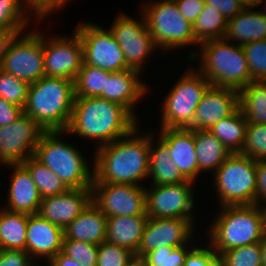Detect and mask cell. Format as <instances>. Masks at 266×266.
Instances as JSON below:
<instances>
[{
    "label": "cell",
    "mask_w": 266,
    "mask_h": 266,
    "mask_svg": "<svg viewBox=\"0 0 266 266\" xmlns=\"http://www.w3.org/2000/svg\"><path fill=\"white\" fill-rule=\"evenodd\" d=\"M179 12L191 24H194L199 14L203 10L205 0H174Z\"/></svg>",
    "instance_id": "obj_46"
},
{
    "label": "cell",
    "mask_w": 266,
    "mask_h": 266,
    "mask_svg": "<svg viewBox=\"0 0 266 266\" xmlns=\"http://www.w3.org/2000/svg\"><path fill=\"white\" fill-rule=\"evenodd\" d=\"M195 182L145 187L146 214L153 218L194 219ZM194 213V214H193Z\"/></svg>",
    "instance_id": "obj_13"
},
{
    "label": "cell",
    "mask_w": 266,
    "mask_h": 266,
    "mask_svg": "<svg viewBox=\"0 0 266 266\" xmlns=\"http://www.w3.org/2000/svg\"><path fill=\"white\" fill-rule=\"evenodd\" d=\"M242 155L266 161V124L247 123Z\"/></svg>",
    "instance_id": "obj_37"
},
{
    "label": "cell",
    "mask_w": 266,
    "mask_h": 266,
    "mask_svg": "<svg viewBox=\"0 0 266 266\" xmlns=\"http://www.w3.org/2000/svg\"><path fill=\"white\" fill-rule=\"evenodd\" d=\"M22 113L23 109L21 107L0 98V127L10 125Z\"/></svg>",
    "instance_id": "obj_49"
},
{
    "label": "cell",
    "mask_w": 266,
    "mask_h": 266,
    "mask_svg": "<svg viewBox=\"0 0 266 266\" xmlns=\"http://www.w3.org/2000/svg\"><path fill=\"white\" fill-rule=\"evenodd\" d=\"M92 202L91 188L68 189L66 192L43 198L38 214L63 229Z\"/></svg>",
    "instance_id": "obj_20"
},
{
    "label": "cell",
    "mask_w": 266,
    "mask_h": 266,
    "mask_svg": "<svg viewBox=\"0 0 266 266\" xmlns=\"http://www.w3.org/2000/svg\"><path fill=\"white\" fill-rule=\"evenodd\" d=\"M256 180V205L266 208V161H257Z\"/></svg>",
    "instance_id": "obj_48"
},
{
    "label": "cell",
    "mask_w": 266,
    "mask_h": 266,
    "mask_svg": "<svg viewBox=\"0 0 266 266\" xmlns=\"http://www.w3.org/2000/svg\"><path fill=\"white\" fill-rule=\"evenodd\" d=\"M261 249V265L266 266V234L263 236L260 242Z\"/></svg>",
    "instance_id": "obj_52"
},
{
    "label": "cell",
    "mask_w": 266,
    "mask_h": 266,
    "mask_svg": "<svg viewBox=\"0 0 266 266\" xmlns=\"http://www.w3.org/2000/svg\"><path fill=\"white\" fill-rule=\"evenodd\" d=\"M239 107L248 123L266 124V81H252L241 89Z\"/></svg>",
    "instance_id": "obj_31"
},
{
    "label": "cell",
    "mask_w": 266,
    "mask_h": 266,
    "mask_svg": "<svg viewBox=\"0 0 266 266\" xmlns=\"http://www.w3.org/2000/svg\"><path fill=\"white\" fill-rule=\"evenodd\" d=\"M70 0H21L23 7L29 11L30 16L33 14L35 21H41L47 16L59 11Z\"/></svg>",
    "instance_id": "obj_44"
},
{
    "label": "cell",
    "mask_w": 266,
    "mask_h": 266,
    "mask_svg": "<svg viewBox=\"0 0 266 266\" xmlns=\"http://www.w3.org/2000/svg\"><path fill=\"white\" fill-rule=\"evenodd\" d=\"M220 257L223 266H262L260 242L223 251Z\"/></svg>",
    "instance_id": "obj_38"
},
{
    "label": "cell",
    "mask_w": 266,
    "mask_h": 266,
    "mask_svg": "<svg viewBox=\"0 0 266 266\" xmlns=\"http://www.w3.org/2000/svg\"><path fill=\"white\" fill-rule=\"evenodd\" d=\"M139 128L138 124L129 134L95 149L93 183L143 186L141 181L149 174L152 131L143 134Z\"/></svg>",
    "instance_id": "obj_1"
},
{
    "label": "cell",
    "mask_w": 266,
    "mask_h": 266,
    "mask_svg": "<svg viewBox=\"0 0 266 266\" xmlns=\"http://www.w3.org/2000/svg\"><path fill=\"white\" fill-rule=\"evenodd\" d=\"M253 81H266V39L242 46Z\"/></svg>",
    "instance_id": "obj_39"
},
{
    "label": "cell",
    "mask_w": 266,
    "mask_h": 266,
    "mask_svg": "<svg viewBox=\"0 0 266 266\" xmlns=\"http://www.w3.org/2000/svg\"><path fill=\"white\" fill-rule=\"evenodd\" d=\"M227 23V19L218 9L205 4L193 24L194 38L198 46L210 40L224 38Z\"/></svg>",
    "instance_id": "obj_32"
},
{
    "label": "cell",
    "mask_w": 266,
    "mask_h": 266,
    "mask_svg": "<svg viewBox=\"0 0 266 266\" xmlns=\"http://www.w3.org/2000/svg\"><path fill=\"white\" fill-rule=\"evenodd\" d=\"M83 266L80 262L75 261L73 258L68 257L62 251L53 257L46 266Z\"/></svg>",
    "instance_id": "obj_51"
},
{
    "label": "cell",
    "mask_w": 266,
    "mask_h": 266,
    "mask_svg": "<svg viewBox=\"0 0 266 266\" xmlns=\"http://www.w3.org/2000/svg\"><path fill=\"white\" fill-rule=\"evenodd\" d=\"M73 31L71 38L67 36L50 37L43 32L44 73L46 77L64 78L72 81L77 77L84 62L83 45L78 33Z\"/></svg>",
    "instance_id": "obj_15"
},
{
    "label": "cell",
    "mask_w": 266,
    "mask_h": 266,
    "mask_svg": "<svg viewBox=\"0 0 266 266\" xmlns=\"http://www.w3.org/2000/svg\"><path fill=\"white\" fill-rule=\"evenodd\" d=\"M219 208L207 230L209 244L216 253L261 242L266 234L264 208L256 204Z\"/></svg>",
    "instance_id": "obj_4"
},
{
    "label": "cell",
    "mask_w": 266,
    "mask_h": 266,
    "mask_svg": "<svg viewBox=\"0 0 266 266\" xmlns=\"http://www.w3.org/2000/svg\"><path fill=\"white\" fill-rule=\"evenodd\" d=\"M28 214L0 208V249L26 251Z\"/></svg>",
    "instance_id": "obj_29"
},
{
    "label": "cell",
    "mask_w": 266,
    "mask_h": 266,
    "mask_svg": "<svg viewBox=\"0 0 266 266\" xmlns=\"http://www.w3.org/2000/svg\"><path fill=\"white\" fill-rule=\"evenodd\" d=\"M159 138L169 147L170 158L182 176L195 182L200 174L195 152L194 130L189 128H160Z\"/></svg>",
    "instance_id": "obj_22"
},
{
    "label": "cell",
    "mask_w": 266,
    "mask_h": 266,
    "mask_svg": "<svg viewBox=\"0 0 266 266\" xmlns=\"http://www.w3.org/2000/svg\"><path fill=\"white\" fill-rule=\"evenodd\" d=\"M140 13L142 16L139 21L118 13L109 29L123 50L126 66L143 73L145 62L158 47L153 42L143 13Z\"/></svg>",
    "instance_id": "obj_12"
},
{
    "label": "cell",
    "mask_w": 266,
    "mask_h": 266,
    "mask_svg": "<svg viewBox=\"0 0 266 266\" xmlns=\"http://www.w3.org/2000/svg\"><path fill=\"white\" fill-rule=\"evenodd\" d=\"M254 9V10H253ZM244 8L228 20L224 38L243 46L244 44L266 39V9Z\"/></svg>",
    "instance_id": "obj_25"
},
{
    "label": "cell",
    "mask_w": 266,
    "mask_h": 266,
    "mask_svg": "<svg viewBox=\"0 0 266 266\" xmlns=\"http://www.w3.org/2000/svg\"><path fill=\"white\" fill-rule=\"evenodd\" d=\"M30 172L41 198L62 194L68 190L62 180L34 156L22 163Z\"/></svg>",
    "instance_id": "obj_33"
},
{
    "label": "cell",
    "mask_w": 266,
    "mask_h": 266,
    "mask_svg": "<svg viewBox=\"0 0 266 266\" xmlns=\"http://www.w3.org/2000/svg\"><path fill=\"white\" fill-rule=\"evenodd\" d=\"M247 120L240 107L230 116L215 123L209 130L232 153H241Z\"/></svg>",
    "instance_id": "obj_30"
},
{
    "label": "cell",
    "mask_w": 266,
    "mask_h": 266,
    "mask_svg": "<svg viewBox=\"0 0 266 266\" xmlns=\"http://www.w3.org/2000/svg\"><path fill=\"white\" fill-rule=\"evenodd\" d=\"M195 152L199 171L212 172L231 155L223 143L209 130H194Z\"/></svg>",
    "instance_id": "obj_28"
},
{
    "label": "cell",
    "mask_w": 266,
    "mask_h": 266,
    "mask_svg": "<svg viewBox=\"0 0 266 266\" xmlns=\"http://www.w3.org/2000/svg\"><path fill=\"white\" fill-rule=\"evenodd\" d=\"M74 100V81L44 76L29 85L23 113L45 131H66Z\"/></svg>",
    "instance_id": "obj_3"
},
{
    "label": "cell",
    "mask_w": 266,
    "mask_h": 266,
    "mask_svg": "<svg viewBox=\"0 0 266 266\" xmlns=\"http://www.w3.org/2000/svg\"><path fill=\"white\" fill-rule=\"evenodd\" d=\"M13 170L7 202L3 208L10 212L38 214L42 198L28 169L22 164H6Z\"/></svg>",
    "instance_id": "obj_23"
},
{
    "label": "cell",
    "mask_w": 266,
    "mask_h": 266,
    "mask_svg": "<svg viewBox=\"0 0 266 266\" xmlns=\"http://www.w3.org/2000/svg\"><path fill=\"white\" fill-rule=\"evenodd\" d=\"M83 45L84 63L109 72L129 69L123 50L110 29L95 23H83L74 29Z\"/></svg>",
    "instance_id": "obj_11"
},
{
    "label": "cell",
    "mask_w": 266,
    "mask_h": 266,
    "mask_svg": "<svg viewBox=\"0 0 266 266\" xmlns=\"http://www.w3.org/2000/svg\"><path fill=\"white\" fill-rule=\"evenodd\" d=\"M138 124L120 104L100 97L75 98L66 134L92 140L97 149L129 134Z\"/></svg>",
    "instance_id": "obj_2"
},
{
    "label": "cell",
    "mask_w": 266,
    "mask_h": 266,
    "mask_svg": "<svg viewBox=\"0 0 266 266\" xmlns=\"http://www.w3.org/2000/svg\"><path fill=\"white\" fill-rule=\"evenodd\" d=\"M129 266H144L143 262L139 259H136L133 263H131Z\"/></svg>",
    "instance_id": "obj_54"
},
{
    "label": "cell",
    "mask_w": 266,
    "mask_h": 266,
    "mask_svg": "<svg viewBox=\"0 0 266 266\" xmlns=\"http://www.w3.org/2000/svg\"><path fill=\"white\" fill-rule=\"evenodd\" d=\"M194 245L186 244L181 247H160L147 253L141 261L144 266H183L187 253Z\"/></svg>",
    "instance_id": "obj_36"
},
{
    "label": "cell",
    "mask_w": 266,
    "mask_h": 266,
    "mask_svg": "<svg viewBox=\"0 0 266 266\" xmlns=\"http://www.w3.org/2000/svg\"><path fill=\"white\" fill-rule=\"evenodd\" d=\"M241 3L244 8H247V0H241Z\"/></svg>",
    "instance_id": "obj_55"
},
{
    "label": "cell",
    "mask_w": 266,
    "mask_h": 266,
    "mask_svg": "<svg viewBox=\"0 0 266 266\" xmlns=\"http://www.w3.org/2000/svg\"><path fill=\"white\" fill-rule=\"evenodd\" d=\"M256 164L254 159L232 153L213 173L219 207L256 204Z\"/></svg>",
    "instance_id": "obj_8"
},
{
    "label": "cell",
    "mask_w": 266,
    "mask_h": 266,
    "mask_svg": "<svg viewBox=\"0 0 266 266\" xmlns=\"http://www.w3.org/2000/svg\"><path fill=\"white\" fill-rule=\"evenodd\" d=\"M148 219L147 215L107 217L105 241L136 254Z\"/></svg>",
    "instance_id": "obj_26"
},
{
    "label": "cell",
    "mask_w": 266,
    "mask_h": 266,
    "mask_svg": "<svg viewBox=\"0 0 266 266\" xmlns=\"http://www.w3.org/2000/svg\"><path fill=\"white\" fill-rule=\"evenodd\" d=\"M155 134L151 133L149 179L152 185H169L186 182L187 180L180 173L178 166L170 158L169 147L159 138L154 139ZM155 140V141H154ZM156 142V143H154Z\"/></svg>",
    "instance_id": "obj_27"
},
{
    "label": "cell",
    "mask_w": 266,
    "mask_h": 266,
    "mask_svg": "<svg viewBox=\"0 0 266 266\" xmlns=\"http://www.w3.org/2000/svg\"><path fill=\"white\" fill-rule=\"evenodd\" d=\"M205 4L218 9L227 21L244 9L241 0H205Z\"/></svg>",
    "instance_id": "obj_47"
},
{
    "label": "cell",
    "mask_w": 266,
    "mask_h": 266,
    "mask_svg": "<svg viewBox=\"0 0 266 266\" xmlns=\"http://www.w3.org/2000/svg\"><path fill=\"white\" fill-rule=\"evenodd\" d=\"M261 4H266V0H247V8H262L263 6Z\"/></svg>",
    "instance_id": "obj_53"
},
{
    "label": "cell",
    "mask_w": 266,
    "mask_h": 266,
    "mask_svg": "<svg viewBox=\"0 0 266 266\" xmlns=\"http://www.w3.org/2000/svg\"><path fill=\"white\" fill-rule=\"evenodd\" d=\"M27 82L5 73L0 69V98L23 109L28 95Z\"/></svg>",
    "instance_id": "obj_40"
},
{
    "label": "cell",
    "mask_w": 266,
    "mask_h": 266,
    "mask_svg": "<svg viewBox=\"0 0 266 266\" xmlns=\"http://www.w3.org/2000/svg\"><path fill=\"white\" fill-rule=\"evenodd\" d=\"M107 217L91 202L64 229V238L100 245L106 239Z\"/></svg>",
    "instance_id": "obj_24"
},
{
    "label": "cell",
    "mask_w": 266,
    "mask_h": 266,
    "mask_svg": "<svg viewBox=\"0 0 266 266\" xmlns=\"http://www.w3.org/2000/svg\"><path fill=\"white\" fill-rule=\"evenodd\" d=\"M195 219L149 217L142 240L135 254L141 260L147 253L160 247H181L194 243Z\"/></svg>",
    "instance_id": "obj_17"
},
{
    "label": "cell",
    "mask_w": 266,
    "mask_h": 266,
    "mask_svg": "<svg viewBox=\"0 0 266 266\" xmlns=\"http://www.w3.org/2000/svg\"><path fill=\"white\" fill-rule=\"evenodd\" d=\"M264 213H265V227H266V208H264Z\"/></svg>",
    "instance_id": "obj_56"
},
{
    "label": "cell",
    "mask_w": 266,
    "mask_h": 266,
    "mask_svg": "<svg viewBox=\"0 0 266 266\" xmlns=\"http://www.w3.org/2000/svg\"><path fill=\"white\" fill-rule=\"evenodd\" d=\"M239 108V91L211 86L198 103L191 130H210L215 123L232 115Z\"/></svg>",
    "instance_id": "obj_18"
},
{
    "label": "cell",
    "mask_w": 266,
    "mask_h": 266,
    "mask_svg": "<svg viewBox=\"0 0 266 266\" xmlns=\"http://www.w3.org/2000/svg\"><path fill=\"white\" fill-rule=\"evenodd\" d=\"M24 32L25 31H6L0 29V66L10 42L14 39L16 35Z\"/></svg>",
    "instance_id": "obj_50"
},
{
    "label": "cell",
    "mask_w": 266,
    "mask_h": 266,
    "mask_svg": "<svg viewBox=\"0 0 266 266\" xmlns=\"http://www.w3.org/2000/svg\"><path fill=\"white\" fill-rule=\"evenodd\" d=\"M62 252L83 266H97V245L80 240L63 239Z\"/></svg>",
    "instance_id": "obj_42"
},
{
    "label": "cell",
    "mask_w": 266,
    "mask_h": 266,
    "mask_svg": "<svg viewBox=\"0 0 266 266\" xmlns=\"http://www.w3.org/2000/svg\"><path fill=\"white\" fill-rule=\"evenodd\" d=\"M186 70L162 101L160 128H188L198 103L212 86L198 70Z\"/></svg>",
    "instance_id": "obj_9"
},
{
    "label": "cell",
    "mask_w": 266,
    "mask_h": 266,
    "mask_svg": "<svg viewBox=\"0 0 266 266\" xmlns=\"http://www.w3.org/2000/svg\"><path fill=\"white\" fill-rule=\"evenodd\" d=\"M136 260L127 248L104 241L98 245L97 266H129Z\"/></svg>",
    "instance_id": "obj_41"
},
{
    "label": "cell",
    "mask_w": 266,
    "mask_h": 266,
    "mask_svg": "<svg viewBox=\"0 0 266 266\" xmlns=\"http://www.w3.org/2000/svg\"><path fill=\"white\" fill-rule=\"evenodd\" d=\"M29 15L21 0H0V29L26 31L31 22Z\"/></svg>",
    "instance_id": "obj_35"
},
{
    "label": "cell",
    "mask_w": 266,
    "mask_h": 266,
    "mask_svg": "<svg viewBox=\"0 0 266 266\" xmlns=\"http://www.w3.org/2000/svg\"><path fill=\"white\" fill-rule=\"evenodd\" d=\"M109 73V71L83 62L74 80L75 98L100 97Z\"/></svg>",
    "instance_id": "obj_34"
},
{
    "label": "cell",
    "mask_w": 266,
    "mask_h": 266,
    "mask_svg": "<svg viewBox=\"0 0 266 266\" xmlns=\"http://www.w3.org/2000/svg\"><path fill=\"white\" fill-rule=\"evenodd\" d=\"M140 6L154 44L162 49L175 50L185 46H197L193 24L179 12L174 0H158Z\"/></svg>",
    "instance_id": "obj_7"
},
{
    "label": "cell",
    "mask_w": 266,
    "mask_h": 266,
    "mask_svg": "<svg viewBox=\"0 0 266 266\" xmlns=\"http://www.w3.org/2000/svg\"><path fill=\"white\" fill-rule=\"evenodd\" d=\"M206 248L193 246L184 259L183 266H223L221 257L208 243Z\"/></svg>",
    "instance_id": "obj_43"
},
{
    "label": "cell",
    "mask_w": 266,
    "mask_h": 266,
    "mask_svg": "<svg viewBox=\"0 0 266 266\" xmlns=\"http://www.w3.org/2000/svg\"><path fill=\"white\" fill-rule=\"evenodd\" d=\"M0 69L28 84L44 77L43 32L27 30L16 35L7 48Z\"/></svg>",
    "instance_id": "obj_10"
},
{
    "label": "cell",
    "mask_w": 266,
    "mask_h": 266,
    "mask_svg": "<svg viewBox=\"0 0 266 266\" xmlns=\"http://www.w3.org/2000/svg\"><path fill=\"white\" fill-rule=\"evenodd\" d=\"M230 43L222 38L200 44L198 71L212 86L240 91L253 79L242 46Z\"/></svg>",
    "instance_id": "obj_5"
},
{
    "label": "cell",
    "mask_w": 266,
    "mask_h": 266,
    "mask_svg": "<svg viewBox=\"0 0 266 266\" xmlns=\"http://www.w3.org/2000/svg\"><path fill=\"white\" fill-rule=\"evenodd\" d=\"M0 266H39L24 250L0 249Z\"/></svg>",
    "instance_id": "obj_45"
},
{
    "label": "cell",
    "mask_w": 266,
    "mask_h": 266,
    "mask_svg": "<svg viewBox=\"0 0 266 266\" xmlns=\"http://www.w3.org/2000/svg\"><path fill=\"white\" fill-rule=\"evenodd\" d=\"M63 238L62 227L50 223L39 214H28L26 251L37 264L39 259V264H41V259L44 260V258L49 262L61 252Z\"/></svg>",
    "instance_id": "obj_19"
},
{
    "label": "cell",
    "mask_w": 266,
    "mask_h": 266,
    "mask_svg": "<svg viewBox=\"0 0 266 266\" xmlns=\"http://www.w3.org/2000/svg\"><path fill=\"white\" fill-rule=\"evenodd\" d=\"M65 134L66 131H45L34 157L52 170L68 189L91 188L94 170L82 151L61 139Z\"/></svg>",
    "instance_id": "obj_6"
},
{
    "label": "cell",
    "mask_w": 266,
    "mask_h": 266,
    "mask_svg": "<svg viewBox=\"0 0 266 266\" xmlns=\"http://www.w3.org/2000/svg\"><path fill=\"white\" fill-rule=\"evenodd\" d=\"M143 74L133 69L110 72L106 77V84L100 98L120 104L136 119L135 107L148 93L149 88L139 76ZM136 104V105H135Z\"/></svg>",
    "instance_id": "obj_21"
},
{
    "label": "cell",
    "mask_w": 266,
    "mask_h": 266,
    "mask_svg": "<svg viewBox=\"0 0 266 266\" xmlns=\"http://www.w3.org/2000/svg\"><path fill=\"white\" fill-rule=\"evenodd\" d=\"M44 132L45 130L25 113L10 125L0 127V164L23 163L34 156Z\"/></svg>",
    "instance_id": "obj_16"
},
{
    "label": "cell",
    "mask_w": 266,
    "mask_h": 266,
    "mask_svg": "<svg viewBox=\"0 0 266 266\" xmlns=\"http://www.w3.org/2000/svg\"><path fill=\"white\" fill-rule=\"evenodd\" d=\"M91 190L92 203L106 217L147 215L145 186L93 183Z\"/></svg>",
    "instance_id": "obj_14"
}]
</instances>
